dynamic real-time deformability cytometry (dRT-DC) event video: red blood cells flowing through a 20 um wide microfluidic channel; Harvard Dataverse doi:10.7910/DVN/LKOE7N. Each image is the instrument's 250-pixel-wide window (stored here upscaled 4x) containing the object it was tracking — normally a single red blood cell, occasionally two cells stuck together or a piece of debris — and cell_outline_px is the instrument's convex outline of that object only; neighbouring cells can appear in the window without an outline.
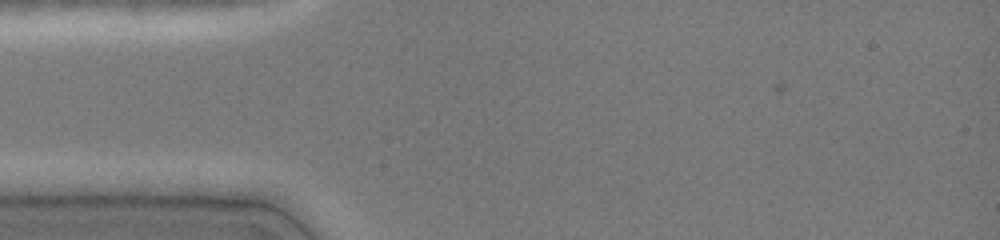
{"species": "common noctule bat (a hibernating species)", "species_latin": "Nyctalus noctula", "temperature_condition": "cold", "stored_images_in_passage": 1, "camera_frame_rate_fps": 3000, "um_per_image_px": 0.085, "animal": {"sex": "female", "body_mass_g": 19.0, "forearm_length_mm": 51.5}, "frame": {"image": 1, "passage_image": 1, "time_ms": 0.0, "image_size_px": [1000, 240], "cell_outline_px": [[172, 100], [152, 108], [128, 116], [112, 100], [112, 84], [144, 80], [164, 92]], "centroid_in_image_um": [11.7, 8.21], "position_along_channel_um": 73.3, "area_um2": 10.0}}